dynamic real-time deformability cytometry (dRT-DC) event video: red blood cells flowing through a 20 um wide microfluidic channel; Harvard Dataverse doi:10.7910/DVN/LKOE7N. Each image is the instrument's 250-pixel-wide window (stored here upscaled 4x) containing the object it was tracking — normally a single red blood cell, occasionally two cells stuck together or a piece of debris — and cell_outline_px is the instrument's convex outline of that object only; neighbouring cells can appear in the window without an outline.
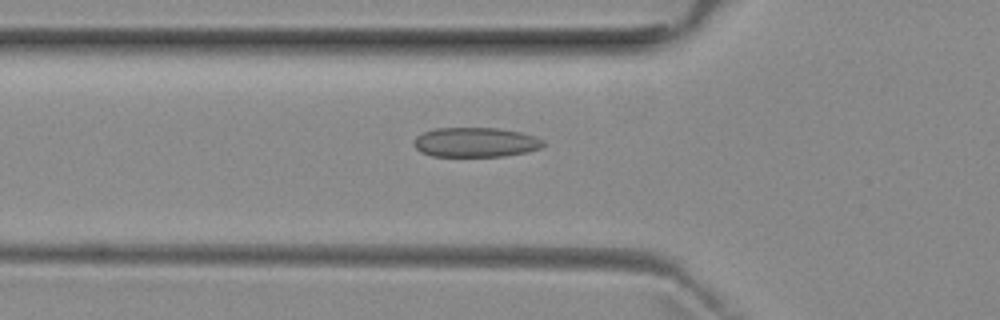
{"species": "common noctule bat (a hibernating species)", "species_latin": "Nyctalus noctula", "temperature_condition": "room temperature", "stored_images_in_passage": 26, "camera_frame_rate_fps": 3000, "um_per_image_px": 0.085, "animal": {"sex": "female", "body_mass_g": 29.2, "forearm_length_mm": 56.3}, "frame": {"image": 1, "passage_image": 17, "time_ms": 5.333, "image_size_px": [1000, 320], "cell_outline_px": [[544, 144], [540, 148], [528, 152], [504, 156], [432, 156], [420, 152], [412, 144], [416, 136], [424, 132], [436, 128], [500, 128], [520, 132], [536, 136], [544, 140]], "centroid_in_image_um": [40.42, 12.09], "position_along_channel_um": 85.4, "area_um2": 22.48}}
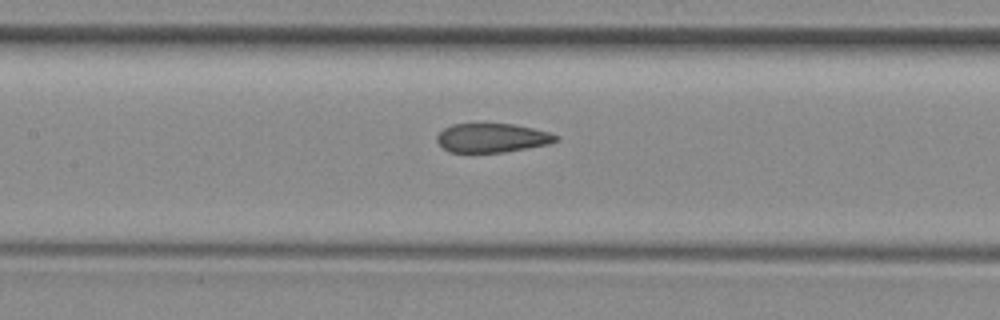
{"frame": {"image": 2, "passage_image": 23, "time_ms": 7.333, "image_size_px": [1000, 320], "cell_outline_px": [[560, 140], [552, 144], [504, 152], [448, 152], [436, 140], [436, 136], [444, 128], [452, 124], [516, 124], [548, 132], [560, 136]], "centroid_in_image_um": [41.87, 11.72], "position_along_channel_um": 165.5, "area_um2": 20.23}}
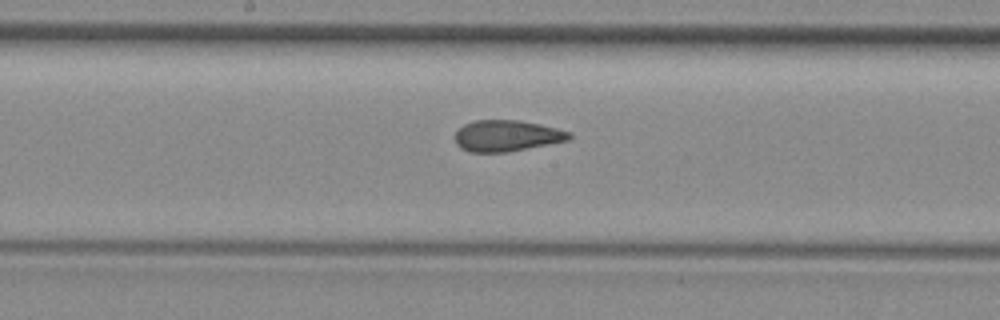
{"frame": {"image": 3, "passage_image": 26, "time_ms": 8.333, "image_size_px": [1000, 320], "cell_outline_px": [[572, 136], [568, 140], [508, 152], [468, 152], [460, 148], [456, 144], [452, 136], [456, 128], [464, 124], [476, 120], [516, 120], [540, 124], [572, 132]], "centroid_in_image_um": [43.0, 11.54], "position_along_channel_um": 205.2, "area_um2": 21.04}}